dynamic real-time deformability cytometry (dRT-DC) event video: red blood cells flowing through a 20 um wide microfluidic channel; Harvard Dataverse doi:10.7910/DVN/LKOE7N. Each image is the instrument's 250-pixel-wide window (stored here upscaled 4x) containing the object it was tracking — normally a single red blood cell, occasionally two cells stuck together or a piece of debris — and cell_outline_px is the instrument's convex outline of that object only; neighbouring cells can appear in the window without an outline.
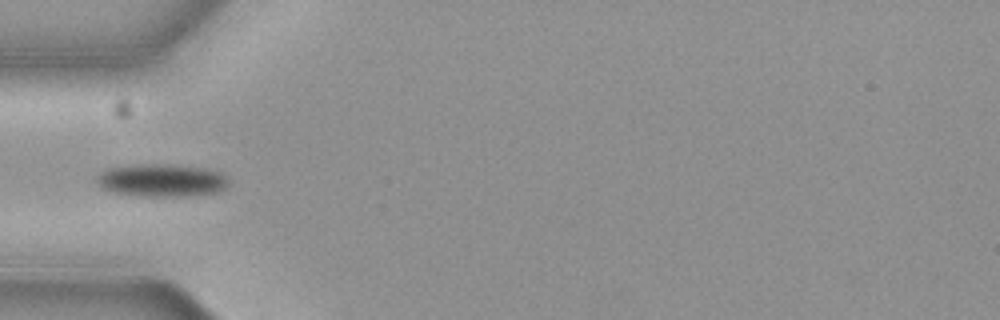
{"species": "common noctule bat (a hibernating species)", "species_latin": "Nyctalus noctula", "temperature_condition": "cold", "stored_images_in_passage": 39, "camera_frame_rate_fps": 3000, "um_per_image_px": 0.085, "animal": {"sex": "female", "body_mass_g": 19.3, "forearm_length_mm": 54.1}, "frame": {"image": 1, "passage_image": 1, "time_ms": 0.0, "image_size_px": [1000, 320], "cell_outline_px": [[228, 184], [224, 188], [216, 192], [184, 196], [136, 196], [112, 192], [100, 188], [96, 180], [96, 176], [100, 172], [108, 168], [140, 164], [164, 164], [204, 168], [220, 172], [228, 176]], "centroid_in_image_um": [13.7, 15.33], "position_along_channel_um": 71.3, "area_um2": 25.26}}
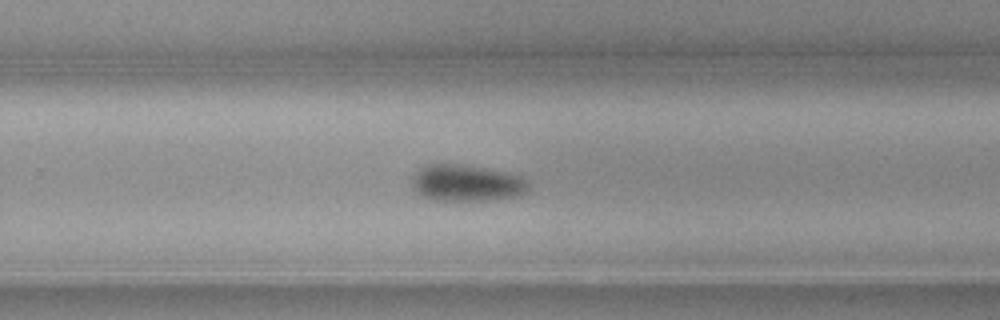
{"frame": {"image": 2, "passage_image": 19, "time_ms": 6.0, "image_size_px": [1000, 320], "cell_outline_px": [[532, 188], [528, 192], [520, 196], [496, 200], [456, 204], [432, 200], [420, 196], [416, 188], [416, 172], [420, 168], [428, 164], [460, 164], [512, 172], [528, 180]], "centroid_in_image_um": [39.8, 15.62], "position_along_channel_um": 290.0, "area_um2": 25.95}}
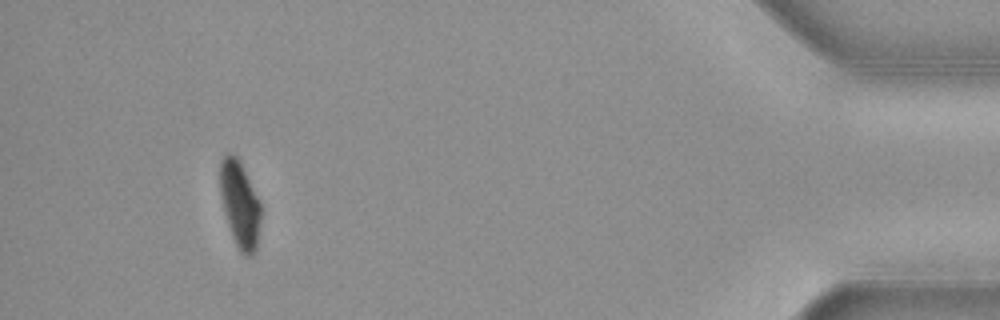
{"frame": {"image": 3, "passage_image": 35, "time_ms": 11.333, "image_size_px": [1000, 320], "cell_outline_px": [[260, 224], [256, 252], [252, 256], [244, 256], [240, 252], [232, 236], [224, 212], [220, 192], [220, 160], [228, 152], [232, 152], [240, 160], [260, 200]], "centroid_in_image_um": [20.39, 17.36], "position_along_channel_um": 414.8, "area_um2": 20.81}, "authors_computed_cell_mechanics": {"area_um2": 24.5072, "velocity_mm_per_s": 3.6628, "shape_relaxation_time_tau1_ms": 3.3904, "shape_relaxation_time_tau2_ms": null, "deformation_change_tau1": 0.0803, "deformation_change_tau2": null}}